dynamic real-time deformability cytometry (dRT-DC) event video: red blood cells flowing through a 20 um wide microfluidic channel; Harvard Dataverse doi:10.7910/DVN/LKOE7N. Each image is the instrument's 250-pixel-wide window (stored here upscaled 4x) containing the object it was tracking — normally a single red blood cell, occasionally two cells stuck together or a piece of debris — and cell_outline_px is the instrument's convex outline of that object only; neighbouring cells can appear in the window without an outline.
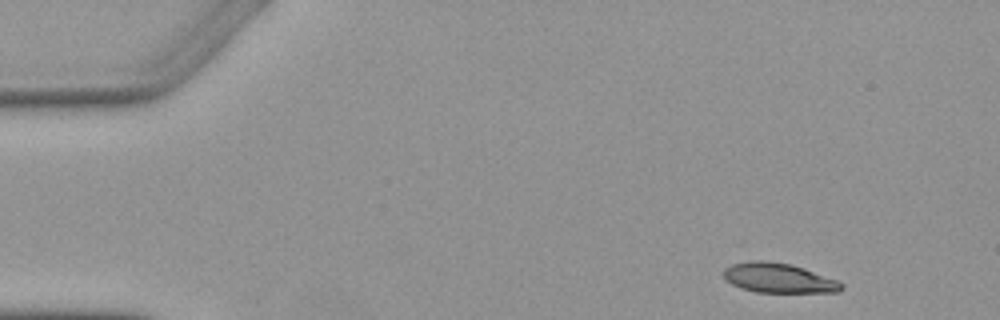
{"species": "Egyptian fruit bat (a non-hibernating species)", "species_latin": "Rousettus aegyptiacus", "temperature_condition": "warm", "stored_images_in_passage": 5, "camera_frame_rate_fps": 3000, "um_per_image_px": 0.085, "animal": {"sex": "female"}, "frame": {"image": 1, "passage_image": 1, "time_ms": 0.0, "image_size_px": [1000, 320], "cell_outline_px": [[844, 288], [840, 292], [756, 292], [740, 288], [724, 280], [724, 268], [732, 264], [748, 260], [768, 260], [792, 264], [840, 280], [844, 284]], "centroid_in_image_um": [66.2, 23.62], "position_along_channel_um": 18.8, "area_um2": 20.81}}
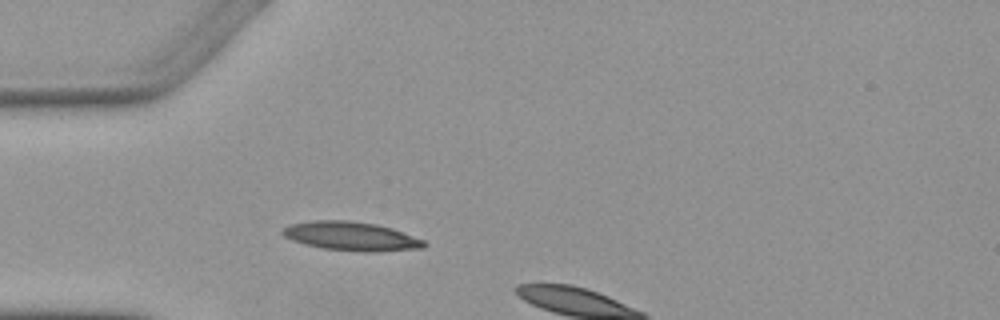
{"frame": {"image": 2, "passage_image": 4, "time_ms": 3.333, "image_size_px": [1000, 320], "cell_outline_px": [[428, 244], [424, 248], [368, 252], [324, 248], [292, 240], [284, 236], [280, 232], [280, 228], [288, 224], [312, 220], [348, 220], [376, 224], [392, 228], [424, 240]], "centroid_in_image_um": [29.83, 20.06], "position_along_channel_um": 55.2, "area_um2": 23.76}}